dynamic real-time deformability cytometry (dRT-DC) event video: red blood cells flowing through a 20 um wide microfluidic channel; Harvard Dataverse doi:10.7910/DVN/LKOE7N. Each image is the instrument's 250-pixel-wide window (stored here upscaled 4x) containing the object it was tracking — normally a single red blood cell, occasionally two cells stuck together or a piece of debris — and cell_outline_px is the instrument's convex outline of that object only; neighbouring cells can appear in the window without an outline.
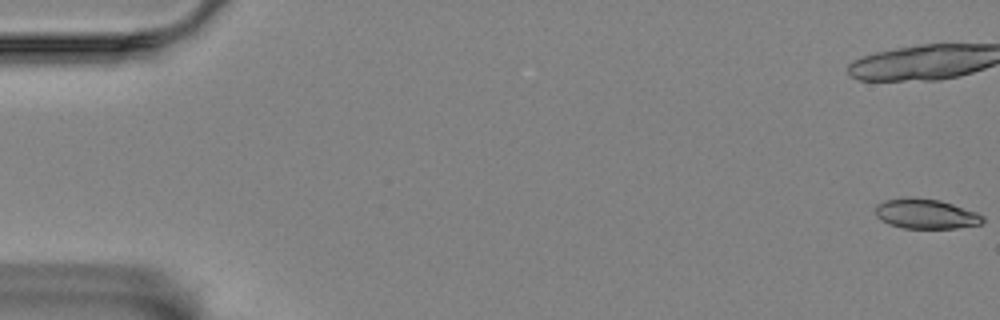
{"species": "Egyptian fruit bat (a non-hibernating species)", "species_latin": "Rousettus aegyptiacus", "temperature_condition": "room temperature", "stored_images_in_passage": 58, "camera_frame_rate_fps": 3000, "um_per_image_px": 0.085, "animal": {"sex": "female"}, "frame": {"image": 1, "passage_image": 1, "time_ms": 0.0, "image_size_px": [1000, 320], "cell_outline_px": [[984, 220], [980, 224], [956, 228], [904, 228], [888, 224], [880, 220], [876, 216], [876, 204], [884, 200], [904, 196], [912, 196], [940, 200], [976, 212], [984, 216]], "centroid_in_image_um": [78.65, 18.16], "position_along_channel_um": 6.4, "area_um2": 18.9}, "authors_computed_cell_mechanics": {"area_um2": 19.7965, "velocity_mm_per_s": 3.4884, "shape_relaxation_time_tau1_ms": 6.3963, "shape_relaxation_time_tau2_ms": null, "deformation_change_tau1": 0.1495, "deformation_change_tau2": null}}